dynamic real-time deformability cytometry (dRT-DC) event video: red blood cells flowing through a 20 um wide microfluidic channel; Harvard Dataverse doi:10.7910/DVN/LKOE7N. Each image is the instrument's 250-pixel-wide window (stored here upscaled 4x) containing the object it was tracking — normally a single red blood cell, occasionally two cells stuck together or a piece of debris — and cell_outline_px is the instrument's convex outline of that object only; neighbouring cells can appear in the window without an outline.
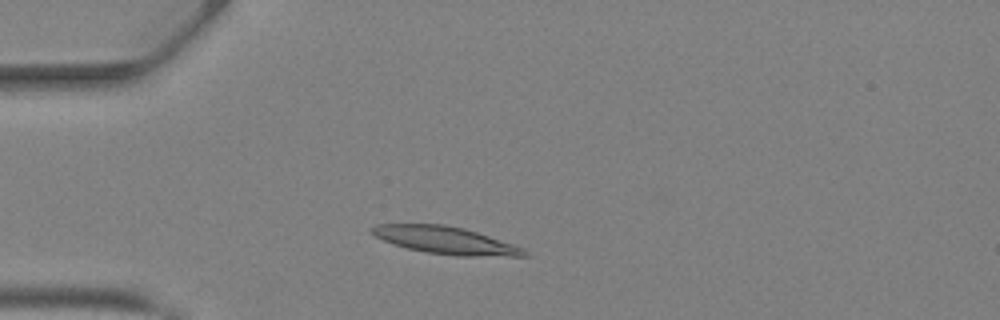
{"species": "Egyptian fruit bat (a non-hibernating species)", "species_latin": "Rousettus aegyptiacus", "temperature_condition": "warm", "stored_images_in_passage": 32, "camera_frame_rate_fps": 3000, "um_per_image_px": 0.085, "animal": {"sex": "female"}, "frame": {"image": 1, "passage_image": 1, "time_ms": 0.0, "image_size_px": [1000, 320], "cell_outline_px": [[528, 256], [456, 256], [424, 252], [408, 248], [384, 240], [376, 236], [372, 232], [372, 228], [376, 224], [444, 224], [464, 228], [524, 248], [528, 252]], "centroid_in_image_um": [37.9, 20.43], "position_along_channel_um": 47.1, "area_um2": 23.99}}
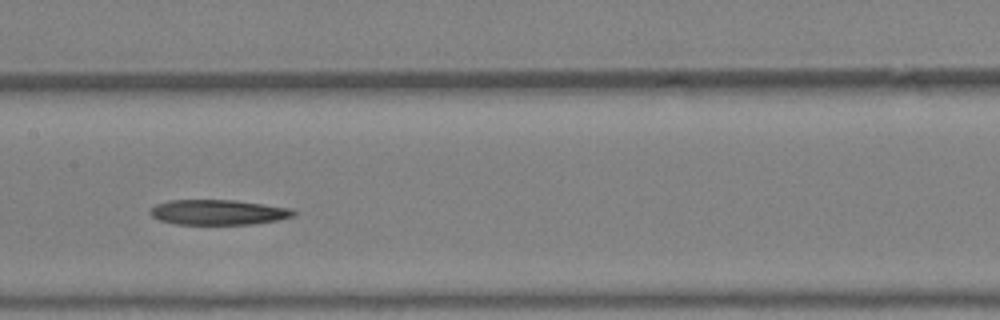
{"frame": {"image": 2, "passage_image": 11, "time_ms": 3.333, "image_size_px": [1000, 320], "cell_outline_px": [[296, 212], [292, 216], [276, 220], [252, 224], [176, 224], [160, 220], [152, 216], [148, 212], [156, 204], [168, 200], [236, 200], [292, 208]], "centroid_in_image_um": [18.53, 18.03], "position_along_channel_um": 188.9, "area_um2": 20.92}}
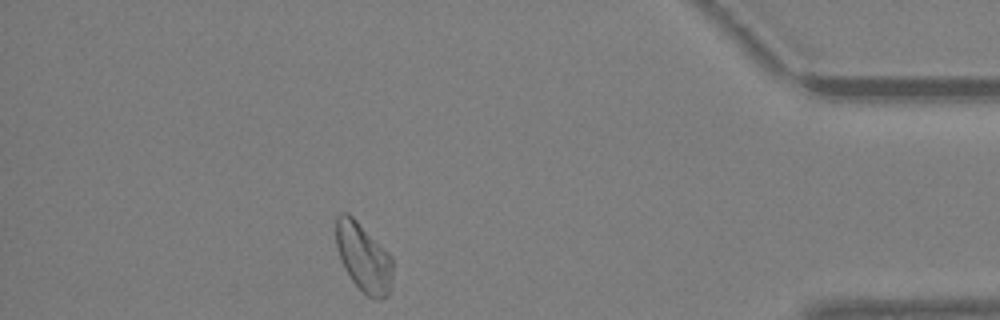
{"frame": {"image": 3, "passage_image": 27, "time_ms": 8.667, "image_size_px": [1000, 320], "cell_outline_px": [[392, 276], [388, 296], [380, 300], [368, 296], [352, 280], [344, 268], [340, 260], [336, 244], [336, 216], [340, 212], [348, 212], [392, 256]], "centroid_in_image_um": [30.89, 21.87], "position_along_channel_um": 404.3, "area_um2": 22.54}, "authors_computed_cell_mechanics": {"area_um2": 22.3975, "velocity_mm_per_s": 4.8505, "shape_relaxation_time_tau1_ms": 8.1289, "shape_relaxation_time_tau2_ms": null, "deformation_change_tau1": 0.2189, "deformation_change_tau2": null}}